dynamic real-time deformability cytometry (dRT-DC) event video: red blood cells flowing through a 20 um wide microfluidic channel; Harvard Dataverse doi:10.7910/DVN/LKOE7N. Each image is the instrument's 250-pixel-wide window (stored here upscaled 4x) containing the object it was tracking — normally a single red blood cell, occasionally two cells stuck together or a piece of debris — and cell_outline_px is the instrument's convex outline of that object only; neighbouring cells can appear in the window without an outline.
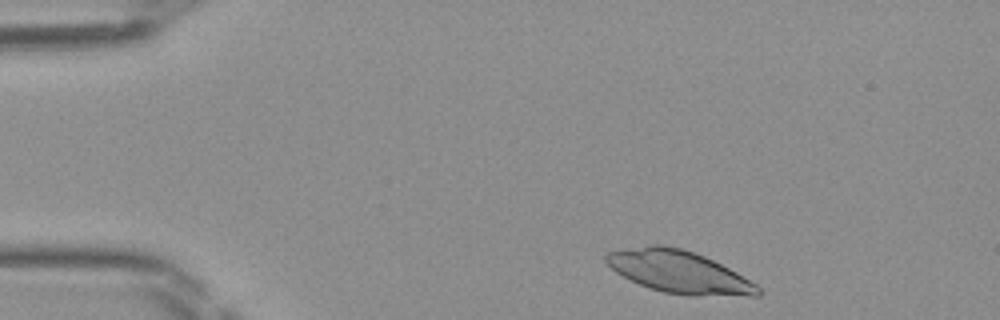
{"species": "Egyptian fruit bat (a non-hibernating species)", "species_latin": "Rousettus aegyptiacus", "temperature_condition": "room temperature", "stored_images_in_passage": 42, "camera_frame_rate_fps": 3000, "um_per_image_px": 0.085, "frame": {"image": 1, "passage_image": 2, "time_ms": 0.333, "image_size_px": [1000, 320], "cell_outline_px": [[764, 292], [760, 296], [688, 296], [664, 292], [640, 284], [616, 272], [604, 260], [604, 256], [608, 252], [652, 244], [664, 244], [680, 248], [704, 256], [736, 272], [756, 284]], "centroid_in_image_um": [57.75, 23.12], "position_along_channel_um": 27.2, "area_um2": 37.34}}